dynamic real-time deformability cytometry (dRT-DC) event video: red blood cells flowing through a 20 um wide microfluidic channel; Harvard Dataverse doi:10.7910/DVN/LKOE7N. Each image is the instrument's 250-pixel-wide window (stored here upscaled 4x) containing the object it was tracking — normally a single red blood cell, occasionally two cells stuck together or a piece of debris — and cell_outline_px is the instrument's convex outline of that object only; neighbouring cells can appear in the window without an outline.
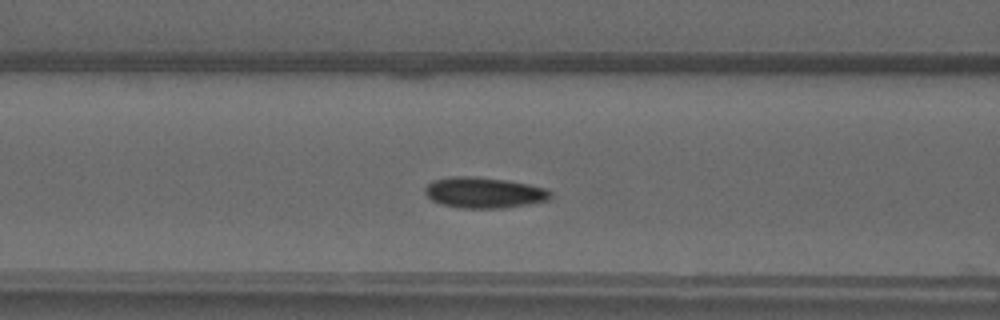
{"species": "common noctule bat (a hibernating species)", "species_latin": "Nyctalus noctula", "temperature_condition": "warm", "stored_images_in_passage": 41, "camera_frame_rate_fps": 3000, "um_per_image_px": 0.085, "animal": {"sex": "male", "forearm_length_mm": 52.5}, "frame": {"image": 1, "passage_image": 15, "time_ms": 4.667, "image_size_px": [1000, 320], "cell_outline_px": [[552, 196], [548, 200], [528, 204], [500, 208], [460, 208], [440, 204], [432, 200], [424, 192], [424, 188], [428, 184], [436, 180], [452, 176], [476, 176], [508, 180], [528, 184], [544, 188], [552, 192]], "centroid_in_image_um": [41.14, 16.37], "position_along_channel_um": 125.5, "area_um2": 22.54}}
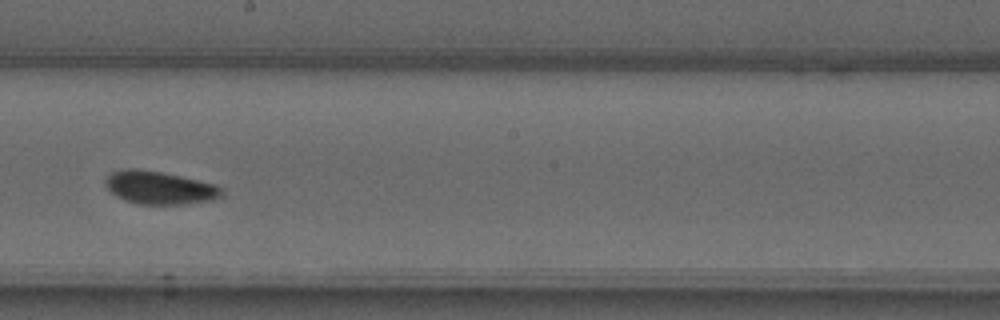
{"frame": {"image": 2, "passage_image": 23, "time_ms": 7.333, "image_size_px": [1000, 320], "cell_outline_px": [[224, 196], [212, 200], [188, 204], [136, 204], [124, 200], [116, 196], [108, 188], [108, 176], [112, 172], [128, 168], [136, 168], [160, 172], [180, 176], [216, 184], [224, 192]], "centroid_in_image_um": [13.62, 15.97], "position_along_channel_um": 234.6, "area_um2": 22.2}}
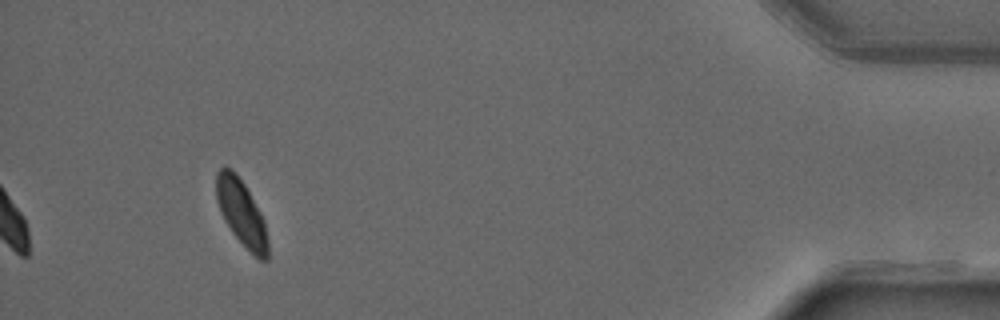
{"frame": {"image": 3, "passage_image": 41, "time_ms": 13.333, "image_size_px": [1000, 320], "cell_outline_px": [[268, 260], [260, 260], [232, 232], [224, 220], [216, 200], [216, 172], [224, 164], [232, 168], [236, 172], [244, 184], [260, 212], [264, 220], [268, 240]], "centroid_in_image_um": [20.5, 18.02], "position_along_channel_um": 414.7, "area_um2": 19.71}}